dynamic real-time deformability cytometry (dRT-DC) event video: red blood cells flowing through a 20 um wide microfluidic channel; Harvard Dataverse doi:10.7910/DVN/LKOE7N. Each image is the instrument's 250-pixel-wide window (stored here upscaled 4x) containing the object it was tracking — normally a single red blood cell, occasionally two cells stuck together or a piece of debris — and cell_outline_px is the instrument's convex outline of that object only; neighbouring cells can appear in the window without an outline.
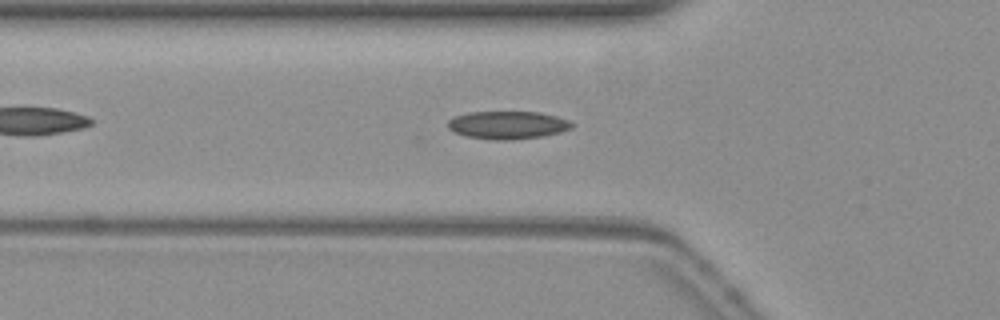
{"species": "common noctule bat (a hibernating species)", "species_latin": "Nyctalus noctula", "temperature_condition": "warm", "stored_images_in_passage": 36, "camera_frame_rate_fps": 3000, "um_per_image_px": 0.085, "animal": {"sex": "female", "body_mass_g": 19.3, "forearm_length_mm": 54.1}, "frame": {"image": 1, "passage_image": 3, "time_ms": 0.667, "image_size_px": [1000, 320], "cell_outline_px": [[576, 124], [572, 128], [560, 132], [540, 136], [512, 140], [488, 140], [464, 136], [448, 128], [448, 120], [456, 116], [468, 112], [540, 112], [556, 116], [568, 120]], "centroid_in_image_um": [43.15, 10.63], "position_along_channel_um": 82.6, "area_um2": 20.23}}
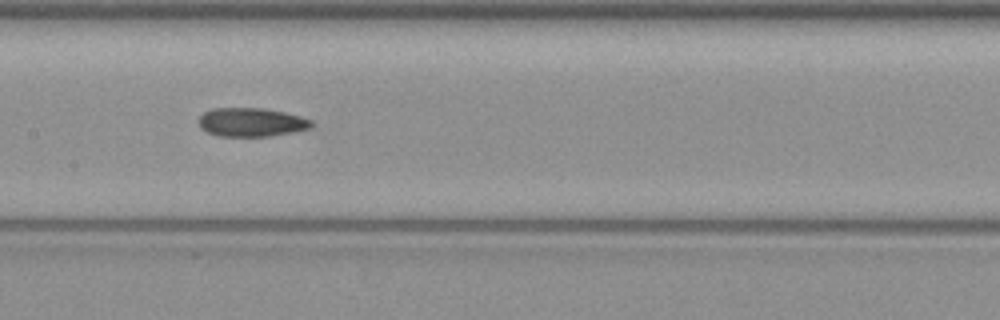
{"frame": {"image": 2, "passage_image": 11, "time_ms": 3.333, "image_size_px": [1000, 320], "cell_outline_px": [[316, 124], [312, 128], [296, 132], [268, 136], [216, 136], [200, 128], [196, 120], [204, 112], [212, 108], [260, 108], [284, 112], [300, 116], [312, 120]], "centroid_in_image_um": [21.37, 10.39], "position_along_channel_um": 186.0, "area_um2": 19.19}}
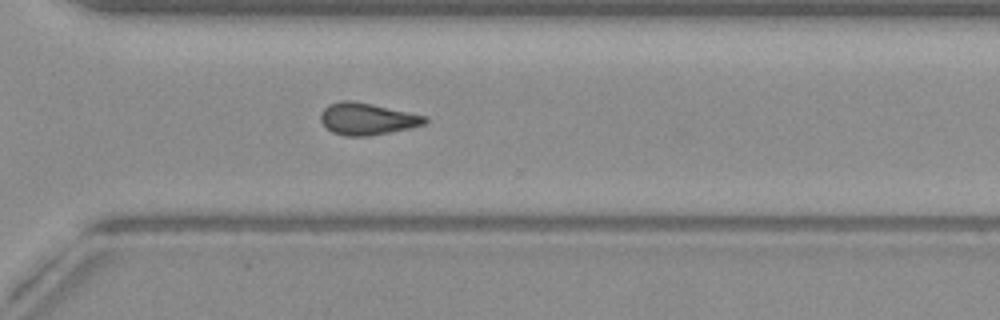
{"frame": {"image": 3, "passage_image": 23, "time_ms": 7.333, "image_size_px": [1000, 320], "cell_outline_px": [[428, 120], [424, 124], [408, 128], [368, 136], [344, 136], [332, 132], [320, 120], [320, 116], [324, 108], [328, 104], [340, 100], [352, 100], [372, 104], [428, 116]], "centroid_in_image_um": [31.19, 10.09], "position_along_channel_um": 339.4, "area_um2": 19.31}, "authors_computed_cell_mechanics": {"area_um2": 19.1318, "velocity_mm_per_s": 3.8429, "shape_relaxation_time_tau1_ms": null, "shape_relaxation_time_tau2_ms": 4.6005, "deformation_change_tau1": null, "deformation_change_tau2": 0.1167}}